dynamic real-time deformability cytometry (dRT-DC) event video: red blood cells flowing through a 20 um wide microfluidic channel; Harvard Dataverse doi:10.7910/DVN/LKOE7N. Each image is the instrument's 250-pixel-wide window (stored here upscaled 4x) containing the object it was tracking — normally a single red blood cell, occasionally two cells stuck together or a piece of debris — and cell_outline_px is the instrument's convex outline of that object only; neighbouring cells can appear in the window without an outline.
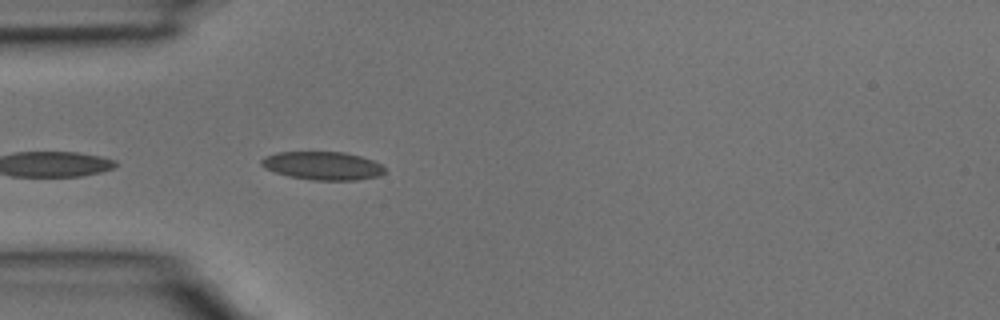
{"species": "common noctule bat (a hibernating species)", "species_latin": "Nyctalus noctula", "temperature_condition": "room temperature", "stored_images_in_passage": 3, "camera_frame_rate_fps": 3000, "um_per_image_px": 0.085, "animal": {"sex": "male", "body_mass_g": 15.6}, "frame": {"image": 1, "passage_image": 3, "time_ms": 0.667, "image_size_px": [1000, 320], "cell_outline_px": [[384, 172], [380, 176], [356, 180], [312, 180], [288, 176], [264, 168], [260, 164], [260, 160], [264, 156], [276, 152], [344, 152], [360, 156], [372, 160], [380, 164], [384, 168]], "centroid_in_image_um": [27.39, 14.08], "position_along_channel_um": 57.6, "area_um2": 20.35}}